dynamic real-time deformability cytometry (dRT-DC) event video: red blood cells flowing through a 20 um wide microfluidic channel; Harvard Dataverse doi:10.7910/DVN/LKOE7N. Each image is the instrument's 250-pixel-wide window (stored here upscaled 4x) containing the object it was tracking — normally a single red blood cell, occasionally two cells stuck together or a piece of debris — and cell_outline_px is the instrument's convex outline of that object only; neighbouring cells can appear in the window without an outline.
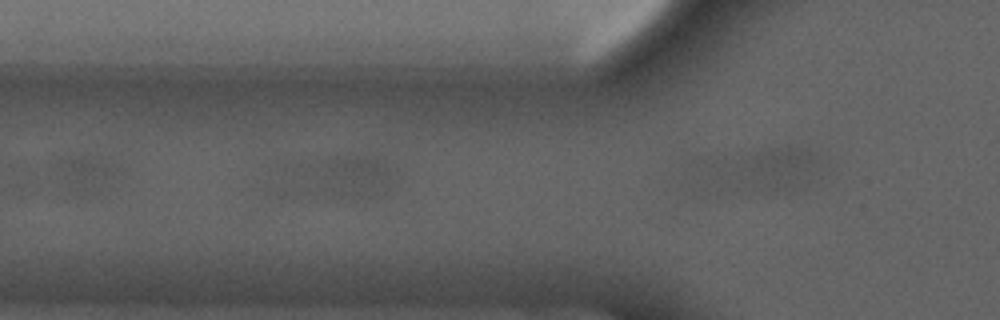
{"species": "common noctule bat (a hibernating species)", "species_latin": "Nyctalus noctula", "temperature_condition": "cold", "stored_images_in_passage": 6, "camera_frame_rate_fps": 3000, "um_per_image_px": 0.085, "animal": {"sex": "male", "forearm_length_mm": 52.5}, "frame": {"image": 1, "passage_image": 4, "time_ms": 4.333, "image_size_px": [1000, 320], "cell_outline_px": [[396, 172], [388, 196], [276, 196], [268, 192], [276, 168], [288, 160], [352, 156], [380, 160]], "centroid_in_image_um": [28.28, 15.1], "position_along_channel_um": 97.5, "area_um2": 31.62}}